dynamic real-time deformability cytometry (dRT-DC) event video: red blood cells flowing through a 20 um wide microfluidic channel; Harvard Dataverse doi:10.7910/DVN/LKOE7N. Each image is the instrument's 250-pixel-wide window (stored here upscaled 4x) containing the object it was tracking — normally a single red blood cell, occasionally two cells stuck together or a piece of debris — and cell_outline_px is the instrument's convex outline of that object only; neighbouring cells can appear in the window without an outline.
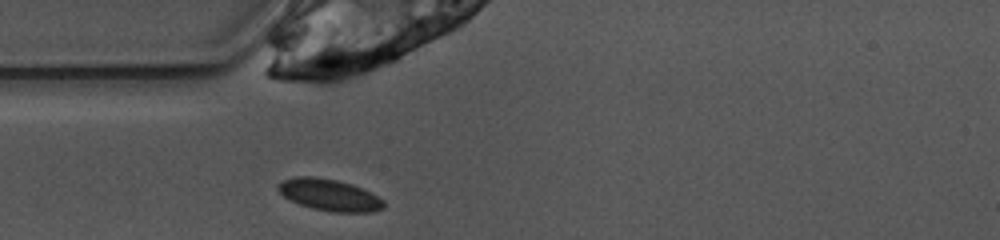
{"species": "common noctule bat (a hibernating species)", "species_latin": "Nyctalus noctula", "temperature_condition": "warm", "stored_images_in_passage": 38, "camera_frame_rate_fps": 3000, "um_per_image_px": 0.085, "animal": {"sex": "female", "body_mass_g": 10.0, "forearm_length_mm": 53.1}, "frame": {"image": 1, "passage_image": 1, "time_ms": 0.0, "image_size_px": [1000, 240], "cell_outline_px": [[384, 208], [372, 212], [332, 212], [312, 208], [300, 204], [284, 196], [276, 188], [284, 180], [296, 176], [312, 176], [336, 180], [352, 184], [384, 200]], "centroid_in_image_um": [28.01, 16.57], "position_along_channel_um": 57.0, "area_um2": 19.19}}
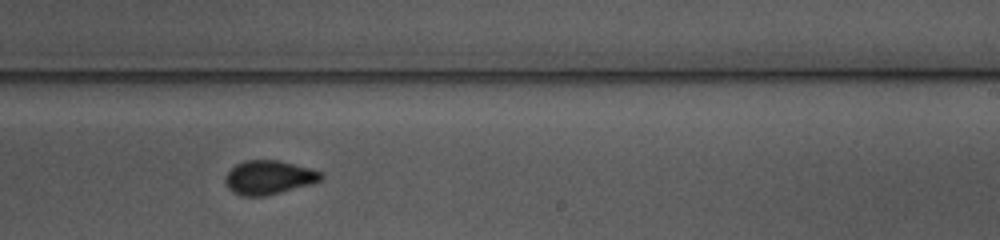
{"frame": {"image": 2, "passage_image": 17, "time_ms": 5.333, "image_size_px": [1000, 240], "cell_outline_px": [[324, 176], [320, 180], [308, 184], [280, 192], [264, 196], [240, 196], [232, 192], [228, 188], [224, 180], [228, 172], [236, 164], [244, 160], [280, 160], [324, 172]], "centroid_in_image_um": [22.83, 15.07], "position_along_channel_um": 266.2, "area_um2": 18.84}}
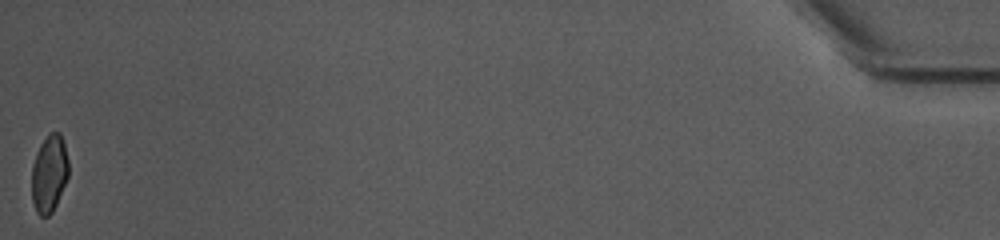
{"frame": {"image": 3, "passage_image": 38, "time_ms": 12.333, "image_size_px": [1000, 240], "cell_outline_px": [[68, 176], [56, 204], [52, 212], [48, 216], [40, 216], [36, 212], [32, 200], [32, 164], [36, 152], [40, 144], [48, 132], [60, 132], [64, 144], [68, 160]], "centroid_in_image_um": [4.17, 14.73], "position_along_channel_um": 431.0, "area_um2": 16.65}, "authors_computed_cell_mechanics": {"area_um2": 18.4382, "velocity_mm_per_s": 3.924, "shape_relaxation_time_tau1_ms": 6.9326, "shape_relaxation_time_tau2_ms": 0.7131, "deformation_change_tau1": 0.1447, "deformation_change_tau2": 0.0602}}